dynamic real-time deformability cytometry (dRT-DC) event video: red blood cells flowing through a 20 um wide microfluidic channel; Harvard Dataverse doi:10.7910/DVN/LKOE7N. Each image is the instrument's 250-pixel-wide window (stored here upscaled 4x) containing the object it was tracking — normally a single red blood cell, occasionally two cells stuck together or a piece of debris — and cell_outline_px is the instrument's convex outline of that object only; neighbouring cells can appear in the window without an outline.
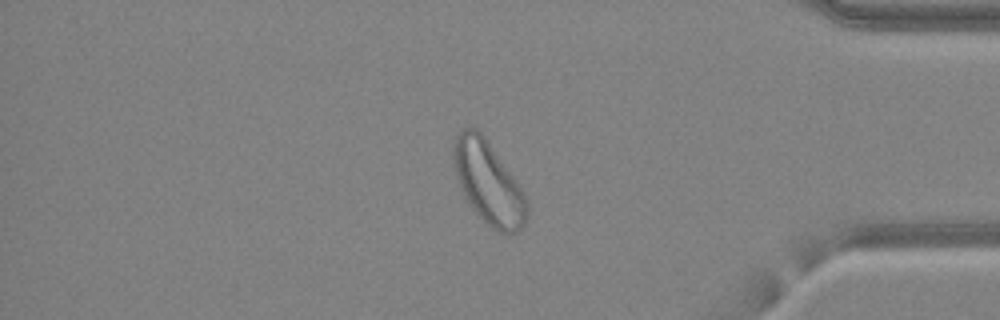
{"species": "common noctule bat (a hibernating species)", "species_latin": "Nyctalus noctula", "temperature_condition": "warm", "stored_images_in_passage": 48, "camera_frame_rate_fps": 3000, "um_per_image_px": 0.085, "animal": {"sex": "female", "body_mass_g": 24.6, "forearm_length_mm": 56.2}, "frame": {"image": 1, "passage_image": 41, "time_ms": 13.333, "image_size_px": [1000, 320], "cell_outline_px": [[528, 220], [516, 232], [508, 236], [500, 232], [488, 224], [472, 208], [464, 196], [460, 188], [456, 176], [452, 160], [452, 144], [456, 132], [464, 128], [476, 128], [484, 136], [512, 176], [520, 188], [528, 204]], "centroid_in_image_um": [41.47, 15.53], "position_along_channel_um": 393.7, "area_um2": 35.08}}